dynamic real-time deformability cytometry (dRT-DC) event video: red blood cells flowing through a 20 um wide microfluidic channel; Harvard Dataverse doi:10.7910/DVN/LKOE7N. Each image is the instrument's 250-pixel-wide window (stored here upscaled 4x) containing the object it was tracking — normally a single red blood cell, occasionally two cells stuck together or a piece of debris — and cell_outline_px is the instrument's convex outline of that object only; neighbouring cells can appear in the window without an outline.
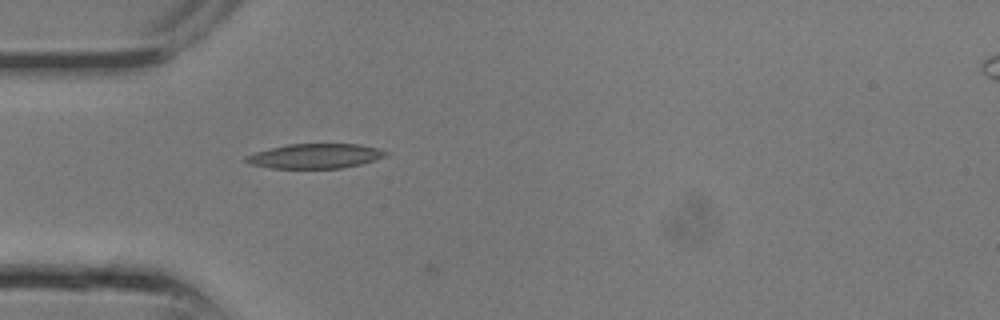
{"species": "common noctule bat (a hibernating species)", "species_latin": "Nyctalus noctula", "temperature_condition": "room temperature", "stored_images_in_passage": 8, "camera_frame_rate_fps": 3000, "um_per_image_px": 0.085, "animal": {"sex": "male", "body_mass_g": 13.3}, "frame": {"image": 1, "passage_image": 8, "time_ms": 2.333, "image_size_px": [1000, 320], "cell_outline_px": [[392, 152], [388, 156], [376, 160], [360, 164], [340, 168], [272, 168], [248, 164], [244, 160], [244, 156], [268, 148], [288, 144], [360, 144]], "centroid_in_image_um": [26.8, 13.26], "position_along_channel_um": 58.2, "area_um2": 20.29}}